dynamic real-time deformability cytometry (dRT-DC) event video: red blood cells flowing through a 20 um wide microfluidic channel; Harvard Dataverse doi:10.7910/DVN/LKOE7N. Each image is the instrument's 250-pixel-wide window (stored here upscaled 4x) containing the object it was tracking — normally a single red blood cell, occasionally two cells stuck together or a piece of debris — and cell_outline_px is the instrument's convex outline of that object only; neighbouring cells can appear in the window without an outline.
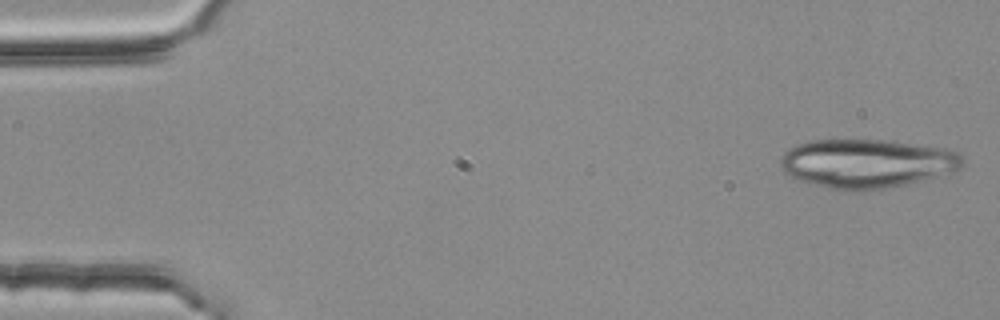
{"species": "common noctule bat (a hibernating species)", "species_latin": "Nyctalus noctula", "temperature_condition": "room temperature", "stored_images_in_passage": 5, "camera_frame_rate_fps": 3000, "um_per_image_px": 0.085, "animal": {"sex": "female", "body_mass_g": 25.1}, "frame": {"image": 1, "passage_image": 1, "time_ms": 0.0, "image_size_px": [1000, 320], "cell_outline_px": [[964, 164], [960, 168], [936, 176], [904, 184], [884, 188], [828, 188], [796, 180], [784, 172], [780, 164], [780, 156], [788, 148], [796, 144], [808, 140], [892, 140], [944, 148], [956, 152], [964, 160]], "centroid_in_image_um": [73.62, 13.85], "position_along_channel_um": 11.4, "area_um2": 51.21}}